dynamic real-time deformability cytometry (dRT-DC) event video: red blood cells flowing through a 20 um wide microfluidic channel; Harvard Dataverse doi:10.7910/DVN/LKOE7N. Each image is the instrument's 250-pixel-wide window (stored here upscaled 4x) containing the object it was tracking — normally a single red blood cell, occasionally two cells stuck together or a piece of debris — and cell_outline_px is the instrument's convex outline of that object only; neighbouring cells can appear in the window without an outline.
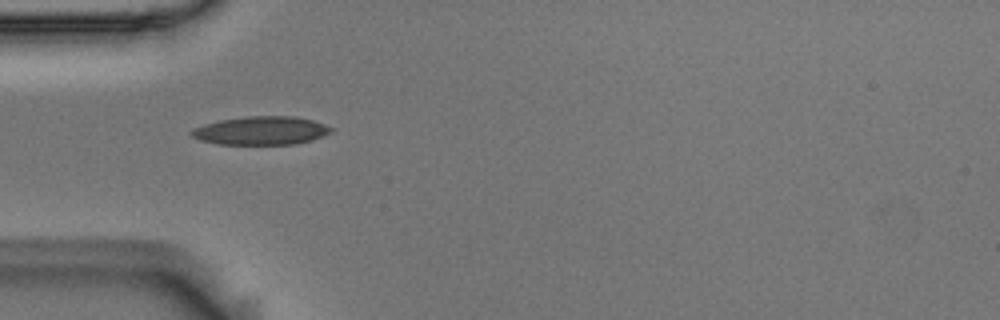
{"species": "Egyptian fruit bat (a non-hibernating species)", "species_latin": "Rousettus aegyptiacus", "temperature_condition": "room temperature", "stored_images_in_passage": 6, "camera_frame_rate_fps": 3000, "um_per_image_px": 0.085, "animal": {"sex": "male"}, "frame": {"image": 1, "passage_image": 1, "time_ms": 0.0, "image_size_px": [1000, 320], "cell_outline_px": [[332, 132], [324, 136], [312, 140], [296, 144], [216, 144], [200, 140], [192, 136], [188, 132], [192, 128], [204, 124], [220, 120], [248, 116], [296, 116], [312, 120], [324, 124], [332, 128]], "centroid_in_image_um": [22.18, 11.1], "position_along_channel_um": 62.8, "area_um2": 23.24}}
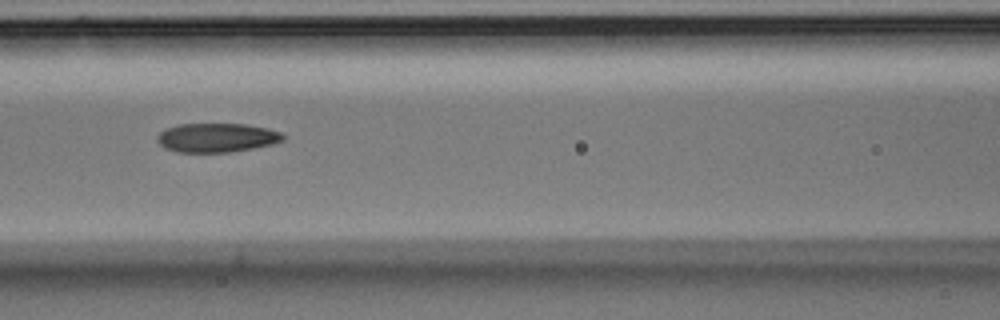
{"frame": {"image": 2, "passage_image": 3, "time_ms": 0.667, "image_size_px": [1000, 320], "cell_outline_px": [[284, 140], [272, 144], [252, 148], [228, 152], [176, 152], [164, 148], [156, 140], [156, 136], [164, 128], [180, 124], [244, 124], [268, 128], [280, 132], [284, 136]], "centroid_in_image_um": [18.38, 11.7], "position_along_channel_um": 148.2, "area_um2": 21.33}}
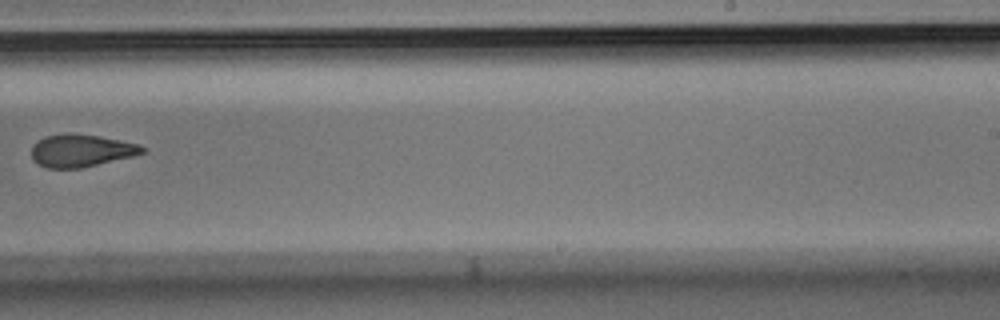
{"frame": {"image": 3, "passage_image": 6, "time_ms": 1.667, "image_size_px": [1000, 320], "cell_outline_px": [[144, 152], [132, 156], [80, 168], [48, 168], [32, 160], [32, 144], [36, 140], [44, 136], [64, 132], [72, 132], [100, 136], [140, 144], [144, 148]], "centroid_in_image_um": [6.84, 12.77], "position_along_channel_um": 282.2, "area_um2": 21.15}}